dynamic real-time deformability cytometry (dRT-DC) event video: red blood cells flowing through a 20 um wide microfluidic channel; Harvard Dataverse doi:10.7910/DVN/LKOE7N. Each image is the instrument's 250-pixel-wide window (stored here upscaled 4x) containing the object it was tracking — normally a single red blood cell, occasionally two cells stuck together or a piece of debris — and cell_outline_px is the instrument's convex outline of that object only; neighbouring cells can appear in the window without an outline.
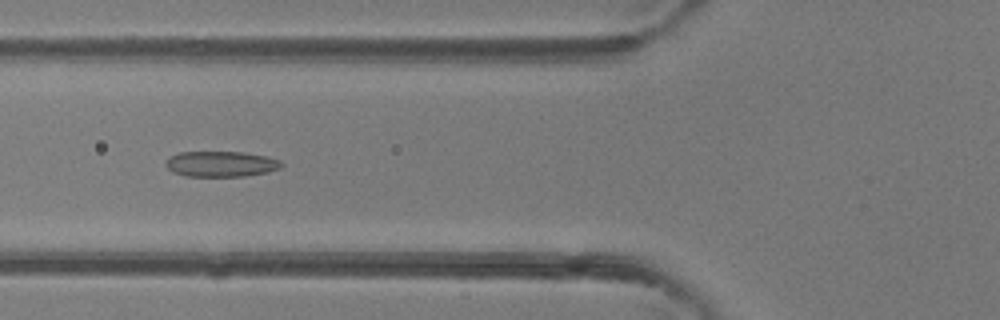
{"species": "common noctule bat (a hibernating species)", "species_latin": "Nyctalus noctula", "temperature_condition": "room temperature", "stored_images_in_passage": 36, "camera_frame_rate_fps": 3000, "um_per_image_px": 0.085, "animal": {"sex": "female"}, "frame": {"image": 1, "passage_image": 7, "time_ms": 2.0, "image_size_px": [1000, 320], "cell_outline_px": [[284, 164], [280, 168], [268, 172], [244, 176], [184, 176], [172, 172], [164, 164], [168, 156], [180, 152], [244, 152], [264, 156], [280, 160]], "centroid_in_image_um": [18.75, 13.94], "position_along_channel_um": 107.0, "area_um2": 17.34}}
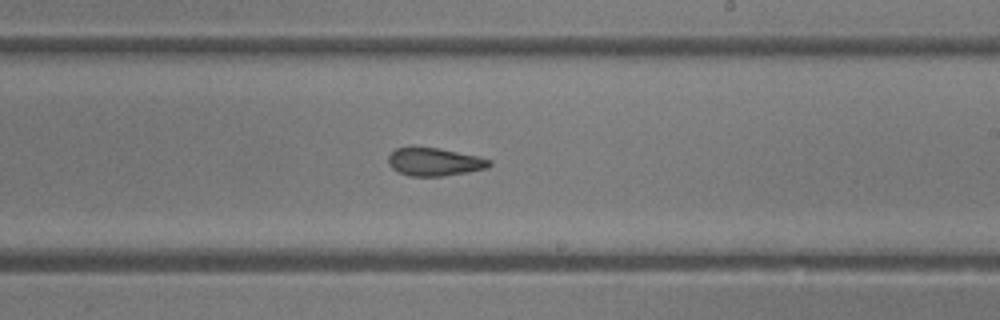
{"frame": {"image": 2, "passage_image": 17, "time_ms": 5.333, "image_size_px": [1000, 320], "cell_outline_px": [[492, 164], [488, 168], [468, 172], [444, 176], [408, 176], [392, 168], [388, 164], [388, 156], [396, 148], [440, 148], [480, 156], [492, 160]], "centroid_in_image_um": [36.98, 13.77], "position_along_channel_um": 252.0, "area_um2": 16.53}}
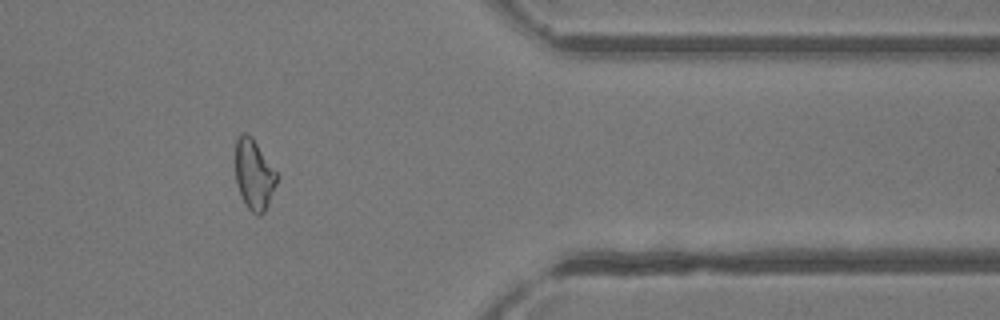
{"frame": {"image": 3, "passage_image": 28, "time_ms": 9.0, "image_size_px": [1000, 320], "cell_outline_px": [[276, 184], [268, 204], [264, 212], [260, 216], [252, 212], [244, 204], [236, 184], [236, 140], [240, 132], [244, 132], [252, 136], [276, 172]], "centroid_in_image_um": [21.56, 14.83], "position_along_channel_um": 389.8, "area_um2": 16.82}, "authors_computed_cell_mechanics": {"area_um2": 17.2822, "velocity_mm_per_s": 4.35, "shape_relaxation_time_tau1_ms": 5.2403, "shape_relaxation_time_tau2_ms": 1.9563, "deformation_change_tau1": 0.1455, "deformation_change_tau2": 0.1019}}